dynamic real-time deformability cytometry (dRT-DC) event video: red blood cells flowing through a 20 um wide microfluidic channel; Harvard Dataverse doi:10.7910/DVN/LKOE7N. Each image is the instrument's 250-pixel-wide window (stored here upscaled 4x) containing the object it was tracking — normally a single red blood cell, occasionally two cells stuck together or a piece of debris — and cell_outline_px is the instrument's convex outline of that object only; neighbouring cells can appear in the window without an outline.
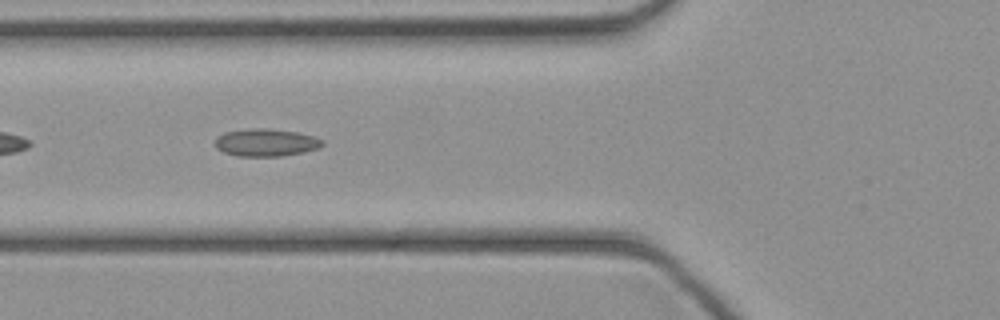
{"species": "common noctule bat (a hibernating species)", "species_latin": "Nyctalus noctula", "temperature_condition": "cold", "stored_images_in_passage": 44, "camera_frame_rate_fps": 3000, "um_per_image_px": 0.085, "animal": {"sex": "female", "body_mass_g": 21.9}, "frame": {"image": 1, "passage_image": 17, "time_ms": 5.333, "image_size_px": [1000, 320], "cell_outline_px": [[324, 144], [320, 148], [304, 152], [280, 156], [236, 156], [224, 152], [216, 148], [216, 136], [224, 132], [252, 128], [264, 128], [296, 132], [312, 136], [324, 140]], "centroid_in_image_um": [22.6, 12.12], "position_along_channel_um": 103.2, "area_um2": 17.22}}
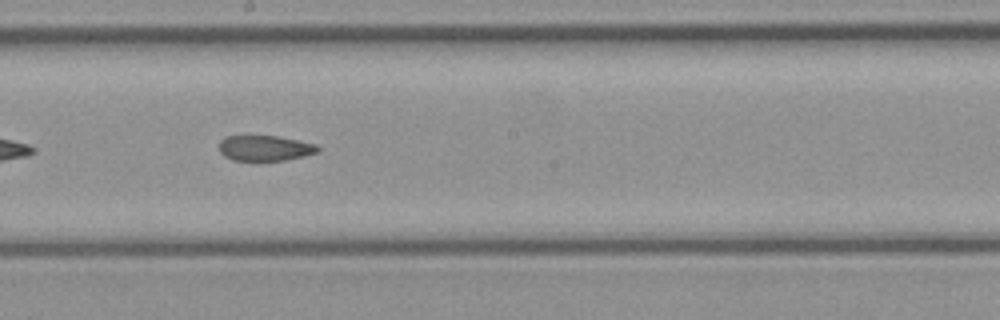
{"frame": {"image": 2, "passage_image": 25, "time_ms": 8.0, "image_size_px": [1000, 320], "cell_outline_px": [[320, 148], [316, 152], [304, 156], [284, 160], [232, 160], [224, 156], [220, 152], [220, 140], [224, 136], [276, 136], [316, 144]], "centroid_in_image_um": [22.49, 12.59], "position_along_channel_um": 225.7, "area_um2": 14.45}}
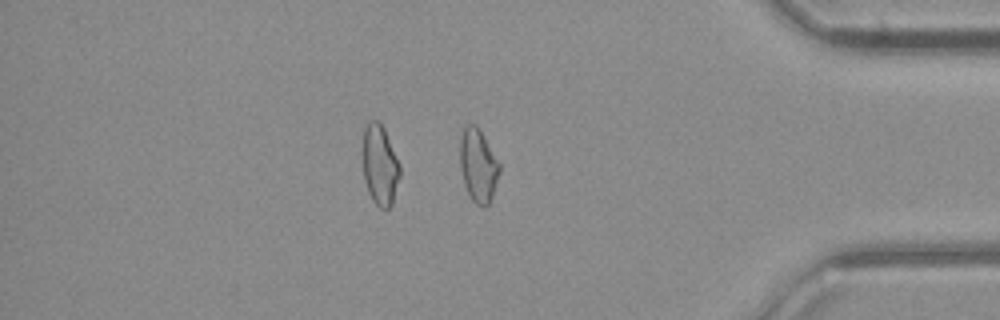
{"frame": {"image": 3, "passage_image": 38, "time_ms": 12.333, "image_size_px": [1000, 320], "cell_outline_px": [[500, 172], [492, 196], [488, 204], [484, 208], [480, 208], [472, 200], [464, 184], [460, 168], [460, 136], [464, 128], [468, 124], [476, 124], [480, 128], [500, 164]], "centroid_in_image_um": [40.64, 14.06], "position_along_channel_um": 394.6, "area_um2": 16.99}}